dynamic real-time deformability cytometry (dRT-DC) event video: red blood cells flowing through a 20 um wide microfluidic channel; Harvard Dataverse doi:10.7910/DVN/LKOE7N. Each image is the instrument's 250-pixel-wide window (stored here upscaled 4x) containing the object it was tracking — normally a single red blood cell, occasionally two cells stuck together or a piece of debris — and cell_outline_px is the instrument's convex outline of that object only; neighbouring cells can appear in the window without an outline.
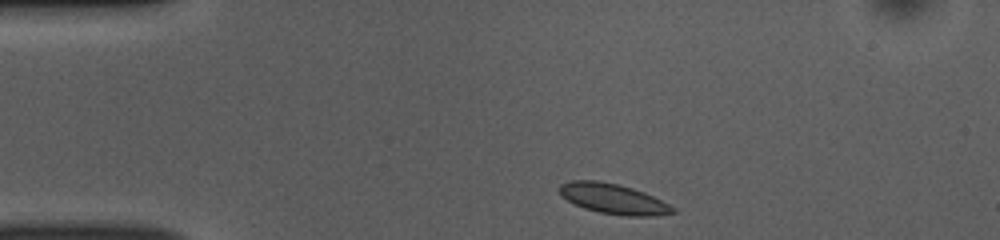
{"species": "common noctule bat (a hibernating species)", "species_latin": "Nyctalus noctula", "temperature_condition": "room temperature", "stored_images_in_passage": 43, "camera_frame_rate_fps": 3000, "um_per_image_px": 0.085, "animal": {"sex": "female", "body_mass_g": 10.0, "forearm_length_mm": 53.1}, "frame": {"image": 1, "passage_image": 1, "time_ms": 0.0, "image_size_px": [1000, 240], "cell_outline_px": [[676, 212], [652, 216], [624, 216], [600, 212], [584, 208], [560, 196], [560, 184], [572, 180], [600, 180], [632, 188], [644, 192], [676, 208]], "centroid_in_image_um": [52.12, 16.9], "position_along_channel_um": 32.9, "area_um2": 19.77}}
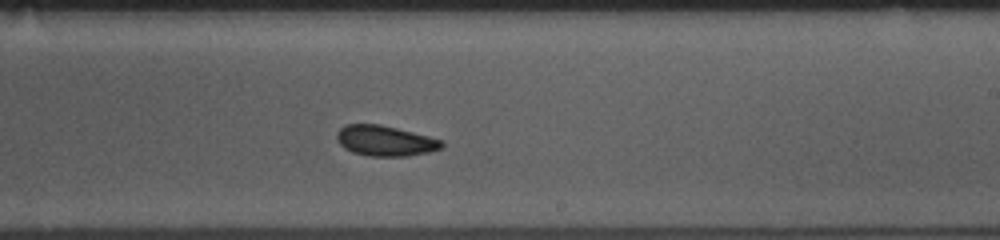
{"frame": {"image": 2, "passage_image": 22, "time_ms": 7.0, "image_size_px": [1000, 240], "cell_outline_px": [[444, 148], [428, 152], [408, 156], [368, 156], [352, 152], [344, 148], [336, 140], [336, 132], [344, 124], [380, 124], [444, 140]], "centroid_in_image_um": [32.73, 11.97], "position_along_channel_um": 256.3, "area_um2": 18.79}}
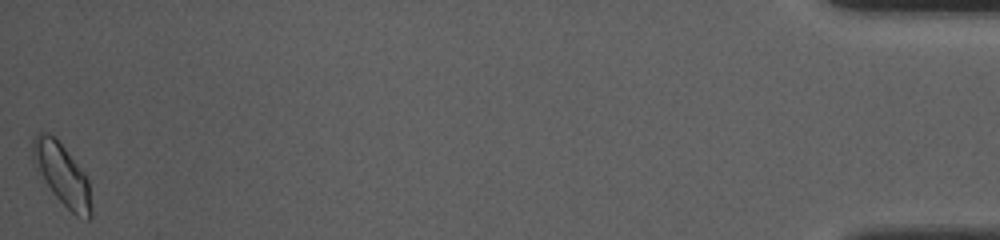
{"frame": {"image": 3, "passage_image": 43, "time_ms": 14.0, "image_size_px": [1000, 240], "cell_outline_px": [[92, 216], [88, 220], [76, 216], [52, 192], [36, 172], [32, 160], [32, 140], [36, 132], [48, 132], [56, 136], [84, 172], [88, 180], [92, 208]], "centroid_in_image_um": [5.25, 14.79], "position_along_channel_um": 430.0, "area_um2": 21.44}, "authors_computed_cell_mechanics": {"area_um2": 18.9584, "velocity_mm_per_s": 3.8134, "shape_relaxation_time_tau1_ms": null, "shape_relaxation_time_tau2_ms": 2.0654, "deformation_change_tau1": null, "deformation_change_tau2": 0.0391}}